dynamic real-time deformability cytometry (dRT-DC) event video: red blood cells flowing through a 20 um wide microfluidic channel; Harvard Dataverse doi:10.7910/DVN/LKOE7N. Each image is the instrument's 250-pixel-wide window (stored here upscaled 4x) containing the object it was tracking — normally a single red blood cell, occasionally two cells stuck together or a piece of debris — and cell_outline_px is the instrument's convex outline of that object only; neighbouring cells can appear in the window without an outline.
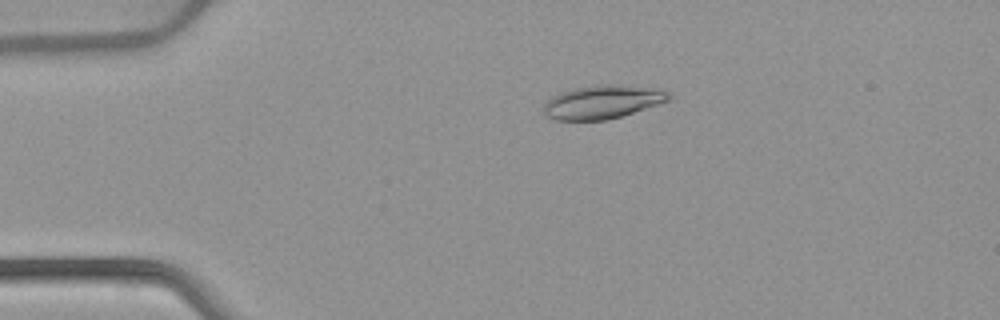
{"species": "common noctule bat (a hibernating species)", "species_latin": "Nyctalus noctula", "temperature_condition": "warm", "stored_images_in_passage": 52, "camera_frame_rate_fps": 3000, "um_per_image_px": 0.085, "animal": {"sex": "female", "body_mass_g": 22.7, "forearm_length_mm": 54.2}, "frame": {"image": 1, "passage_image": 11, "time_ms": 3.333, "image_size_px": [1000, 320], "cell_outline_px": [[672, 100], [608, 120], [556, 120], [548, 116], [544, 112], [544, 104], [552, 96], [560, 92], [576, 88], [596, 84], [612, 84], [668, 92], [672, 96]], "centroid_in_image_um": [51.17, 8.68], "position_along_channel_um": 33.8, "area_um2": 23.99}}
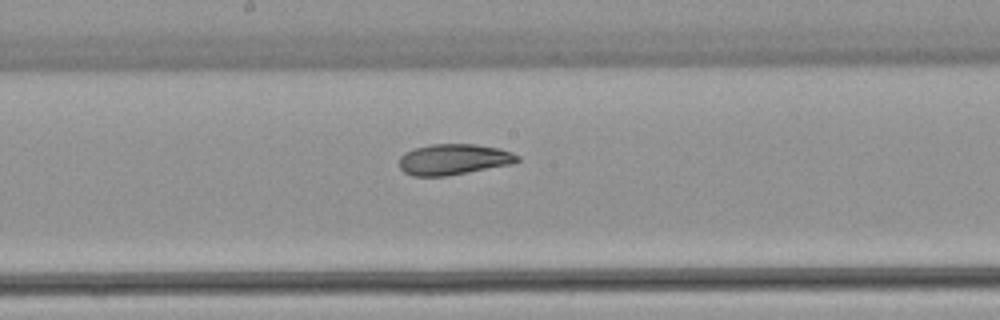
{"frame": {"image": 2, "passage_image": 28, "time_ms": 9.0, "image_size_px": [1000, 320], "cell_outline_px": [[520, 160], [516, 164], [448, 176], [412, 176], [404, 172], [400, 168], [400, 156], [404, 152], [412, 148], [432, 144], [476, 144], [500, 148], [512, 152], [520, 156]], "centroid_in_image_um": [38.61, 13.55], "position_along_channel_um": 209.6, "area_um2": 21.73}}
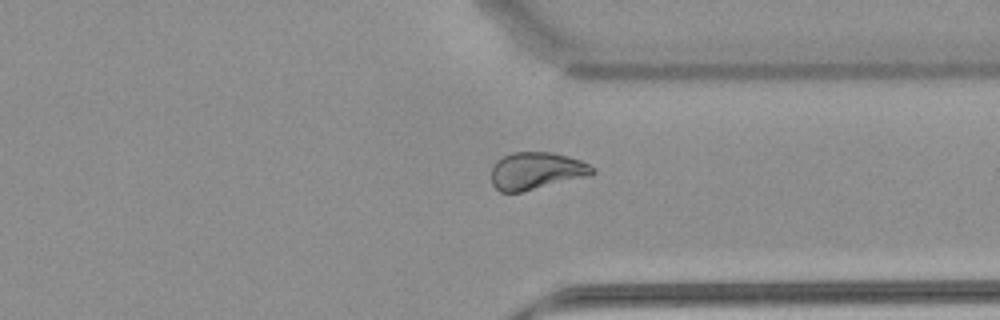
{"frame": {"image": 3, "passage_image": 40, "time_ms": 13.0, "image_size_px": [1000, 320], "cell_outline_px": [[596, 172], [592, 176], [520, 192], [500, 192], [492, 184], [492, 168], [496, 160], [512, 152], [552, 152], [568, 156], [580, 160], [596, 168]], "centroid_in_image_um": [45.63, 14.52], "position_along_channel_um": 365.8, "area_um2": 22.2}, "authors_computed_cell_mechanics": {"area_um2": 23.0044, "velocity_mm_per_s": 3.9092, "shape_relaxation_time_tau1_ms": 11.2545, "shape_relaxation_time_tau2_ms": 2.3715, "deformation_change_tau1": 0.2392, "deformation_change_tau2": 0.0797}}